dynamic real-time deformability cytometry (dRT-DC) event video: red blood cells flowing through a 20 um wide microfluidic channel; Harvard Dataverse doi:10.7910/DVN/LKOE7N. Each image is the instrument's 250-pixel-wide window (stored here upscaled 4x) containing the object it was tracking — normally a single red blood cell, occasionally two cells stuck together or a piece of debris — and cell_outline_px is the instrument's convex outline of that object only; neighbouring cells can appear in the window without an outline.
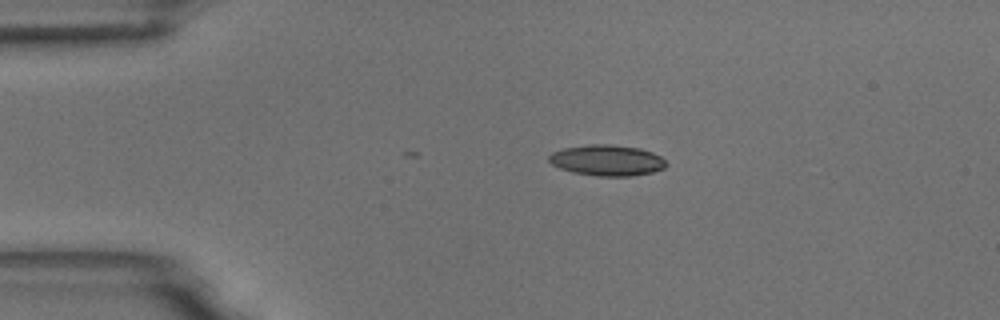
{"species": "common noctule bat (a hibernating species)", "species_latin": "Nyctalus noctula", "temperature_condition": "room temperature", "stored_images_in_passage": 40, "camera_frame_rate_fps": 3000, "um_per_image_px": 0.085, "animal": {"sex": "male", "body_mass_g": 18.8}, "frame": {"image": 1, "passage_image": 1, "time_ms": 0.0, "image_size_px": [1000, 320], "cell_outline_px": [[668, 164], [664, 168], [652, 172], [632, 176], [600, 176], [572, 172], [560, 168], [552, 164], [548, 160], [548, 156], [552, 152], [564, 148], [588, 144], [612, 144], [640, 148], [652, 152], [660, 156]], "centroid_in_image_um": [51.6, 13.62], "position_along_channel_um": 33.4, "area_um2": 21.15}}
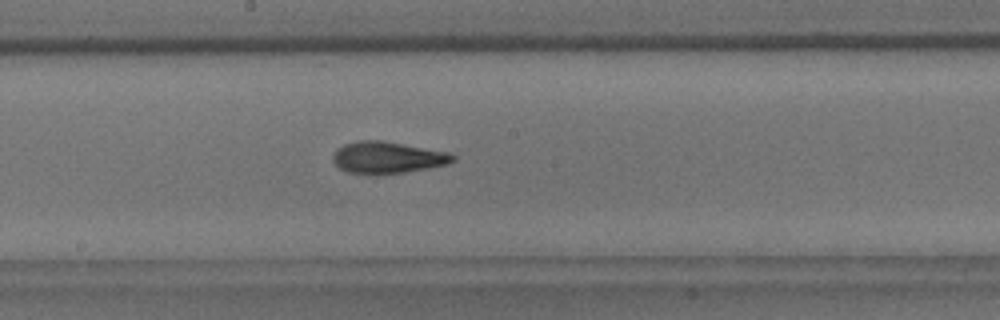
{"frame": {"image": 2, "passage_image": 19, "time_ms": 6.0, "image_size_px": [1000, 320], "cell_outline_px": [[456, 160], [448, 164], [428, 168], [404, 172], [348, 172], [340, 168], [332, 160], [332, 156], [336, 148], [344, 144], [360, 140], [380, 140], [448, 152], [456, 156]], "centroid_in_image_um": [32.95, 13.36], "position_along_channel_um": 215.3, "area_um2": 21.62}}
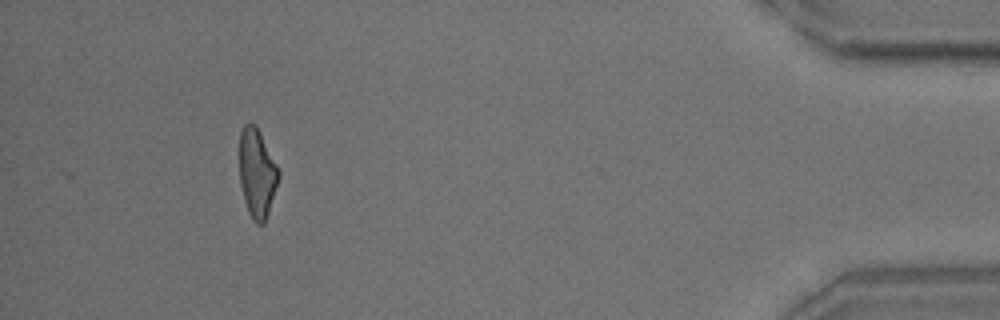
{"frame": {"image": 3, "passage_image": 40, "time_ms": 13.0, "image_size_px": [1000, 320], "cell_outline_px": [[280, 176], [264, 224], [256, 224], [252, 220], [248, 212], [244, 200], [240, 184], [240, 132], [244, 124], [248, 120], [252, 120], [256, 124], [280, 172]], "centroid_in_image_um": [21.83, 14.69], "position_along_channel_um": 413.4, "area_um2": 20.35}, "authors_computed_cell_mechanics": {"area_um2": 21.2993, "velocity_mm_per_s": 3.7245, "shape_relaxation_time_tau1_ms": 7.033, "shape_relaxation_time_tau2_ms": 2.6325, "deformation_change_tau1": 0.1965, "deformation_change_tau2": 0.1155}}